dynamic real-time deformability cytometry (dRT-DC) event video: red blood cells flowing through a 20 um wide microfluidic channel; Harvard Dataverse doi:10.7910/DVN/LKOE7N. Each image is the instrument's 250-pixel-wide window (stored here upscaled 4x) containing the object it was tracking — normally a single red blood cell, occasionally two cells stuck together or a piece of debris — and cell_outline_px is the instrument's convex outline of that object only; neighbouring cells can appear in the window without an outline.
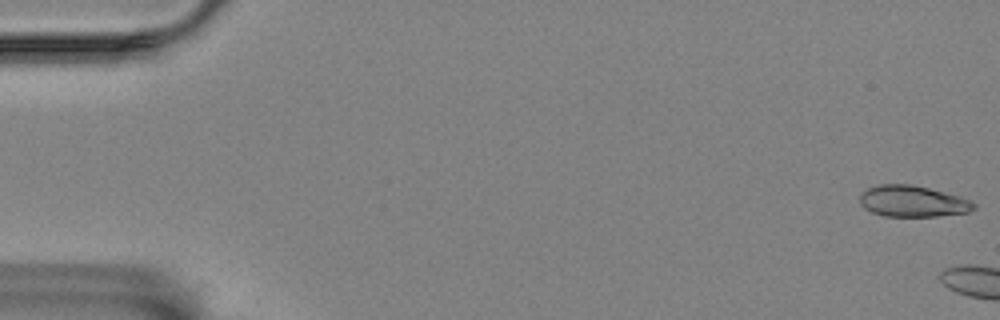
{"species": "Egyptian fruit bat (a non-hibernating species)", "species_latin": "Rousettus aegyptiacus", "temperature_condition": "room temperature", "stored_images_in_passage": 5, "camera_frame_rate_fps": 3000, "um_per_image_px": 0.085, "animal": {"sex": "female"}, "frame": {"image": 1, "passage_image": 1, "time_ms": 0.0, "image_size_px": [1000, 320], "cell_outline_px": [[976, 208], [968, 212], [936, 216], [884, 216], [872, 212], [864, 208], [860, 204], [860, 196], [868, 188], [880, 184], [908, 184], [928, 188], [956, 196], [968, 200], [976, 204]], "centroid_in_image_um": [77.54, 17.12], "position_along_channel_um": 7.5, "area_um2": 20.4}}